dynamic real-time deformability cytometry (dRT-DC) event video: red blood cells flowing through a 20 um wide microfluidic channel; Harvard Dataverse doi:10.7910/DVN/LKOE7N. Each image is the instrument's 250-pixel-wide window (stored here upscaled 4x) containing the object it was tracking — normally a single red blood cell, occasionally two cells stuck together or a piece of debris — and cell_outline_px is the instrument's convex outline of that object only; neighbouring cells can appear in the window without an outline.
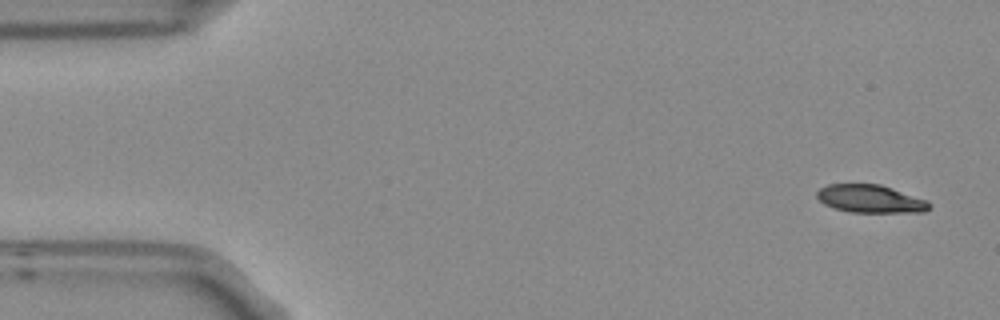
{"species": "Egyptian fruit bat (a non-hibernating species)", "species_latin": "Rousettus aegyptiacus", "temperature_condition": "room temperature", "stored_images_in_passage": 4, "camera_frame_rate_fps": 3000, "um_per_image_px": 0.085, "frame": {"image": 1, "passage_image": 1, "time_ms": 0.0, "image_size_px": [1000, 320], "cell_outline_px": [[932, 208], [924, 212], [852, 212], [836, 208], [824, 204], [816, 196], [816, 192], [820, 188], [828, 184], [880, 184], [928, 200], [932, 204]], "centroid_in_image_um": [74.03, 16.9], "position_along_channel_um": 11.0, "area_um2": 18.32}}